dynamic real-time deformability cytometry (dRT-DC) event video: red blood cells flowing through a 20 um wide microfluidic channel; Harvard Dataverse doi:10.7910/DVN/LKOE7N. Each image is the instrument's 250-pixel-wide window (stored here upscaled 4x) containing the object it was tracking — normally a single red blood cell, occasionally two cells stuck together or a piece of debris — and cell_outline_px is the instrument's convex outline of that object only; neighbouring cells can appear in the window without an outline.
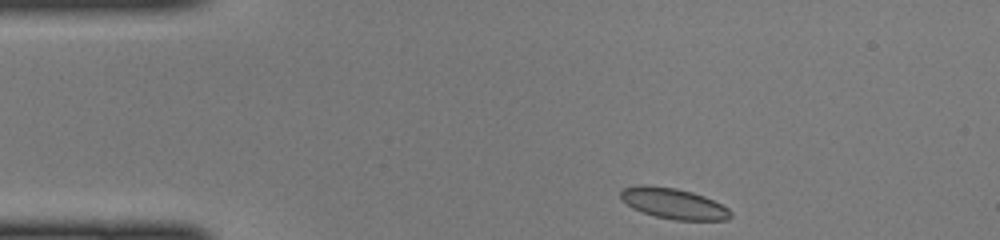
{"species": "common noctule bat (a hibernating species)", "species_latin": "Nyctalus noctula", "temperature_condition": "cold", "stored_images_in_passage": 40, "camera_frame_rate_fps": 3000, "um_per_image_px": 0.085, "animal": {"sex": "female", "body_mass_g": 22.0, "forearm_length_mm": 56.7}, "frame": {"image": 1, "passage_image": 1, "time_ms": 0.0, "image_size_px": [1000, 240], "cell_outline_px": [[732, 216], [728, 220], [676, 220], [656, 216], [632, 208], [620, 200], [620, 192], [624, 188], [640, 184], [644, 184], [676, 188], [692, 192], [704, 196], [728, 208], [732, 212]], "centroid_in_image_um": [57.23, 17.29], "position_along_channel_um": 27.8, "area_um2": 19.71}}
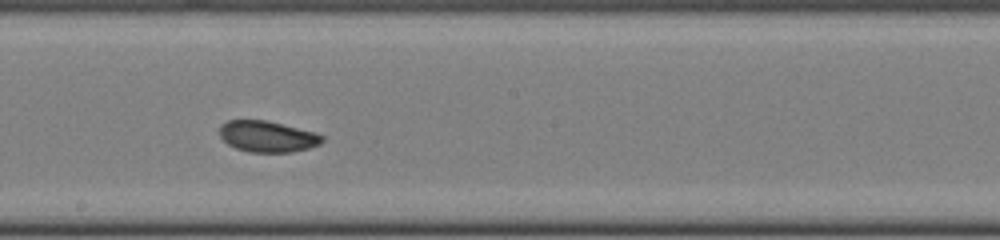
{"frame": {"image": 2, "passage_image": 19, "time_ms": 6.0, "image_size_px": [1000, 240], "cell_outline_px": [[324, 140], [320, 144], [308, 148], [292, 152], [248, 152], [236, 148], [228, 144], [220, 136], [220, 124], [228, 120], [268, 120], [316, 132], [324, 136]], "centroid_in_image_um": [22.75, 11.59], "position_along_channel_um": 225.5, "area_um2": 18.79}}
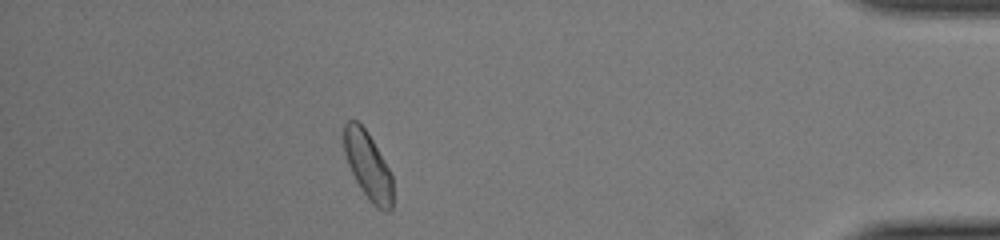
{"frame": {"image": 3, "passage_image": 35, "time_ms": 11.333, "image_size_px": [1000, 240], "cell_outline_px": [[392, 208], [388, 212], [384, 212], [372, 204], [356, 180], [348, 164], [344, 152], [344, 124], [348, 120], [356, 120], [368, 132], [388, 168], [392, 176]], "centroid_in_image_um": [31.28, 14.08], "position_along_channel_um": 403.9, "area_um2": 18.9}}